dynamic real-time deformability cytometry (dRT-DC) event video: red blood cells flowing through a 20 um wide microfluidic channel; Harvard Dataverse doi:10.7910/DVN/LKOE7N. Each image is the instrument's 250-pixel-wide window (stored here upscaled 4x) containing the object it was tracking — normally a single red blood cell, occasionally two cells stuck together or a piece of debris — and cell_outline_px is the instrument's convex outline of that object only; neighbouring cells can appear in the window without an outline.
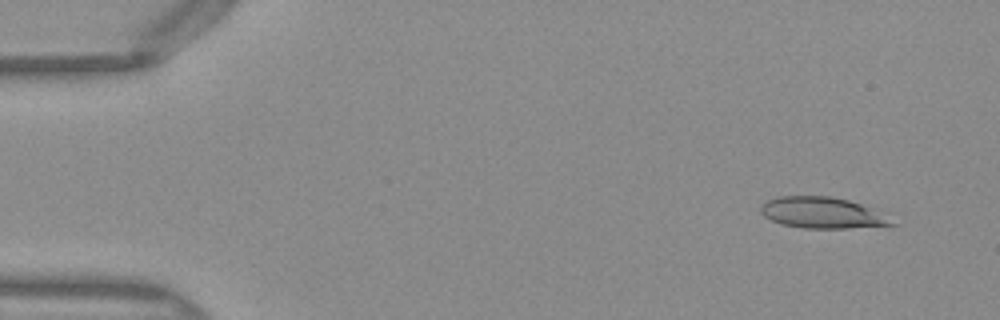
{"species": "Egyptian fruit bat (a non-hibernating species)", "species_latin": "Rousettus aegyptiacus", "temperature_condition": "warm", "stored_images_in_passage": 50, "camera_frame_rate_fps": 3000, "um_per_image_px": 0.085, "frame": {"image": 1, "passage_image": 4, "time_ms": 1.0, "image_size_px": [1000, 320], "cell_outline_px": [[900, 224], [848, 228], [804, 228], [784, 224], [772, 220], [764, 216], [760, 212], [760, 204], [776, 196], [832, 196], [848, 200], [872, 208]], "centroid_in_image_um": [69.87, 18.08], "position_along_channel_um": 15.1, "area_um2": 23.7}}
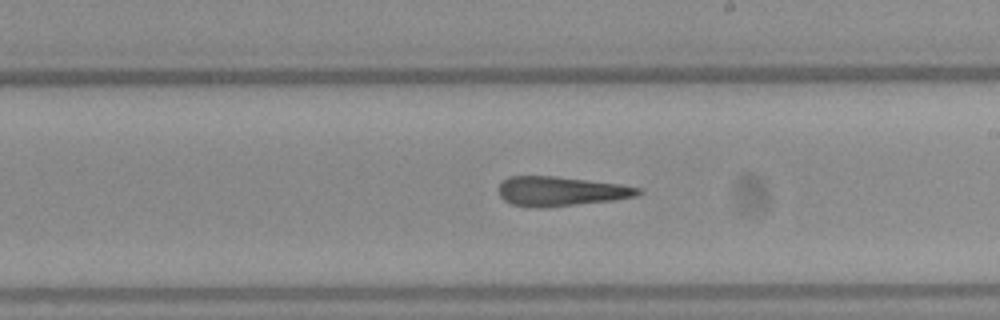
{"frame": {"image": 2, "passage_image": 29, "time_ms": 9.333, "image_size_px": [1000, 320], "cell_outline_px": [[644, 192], [636, 196], [612, 200], [548, 208], [528, 208], [512, 204], [504, 200], [500, 196], [500, 184], [508, 176], [556, 176], [620, 184], [640, 188]], "centroid_in_image_um": [47.66, 16.27], "position_along_channel_um": 241.3, "area_um2": 24.1}}
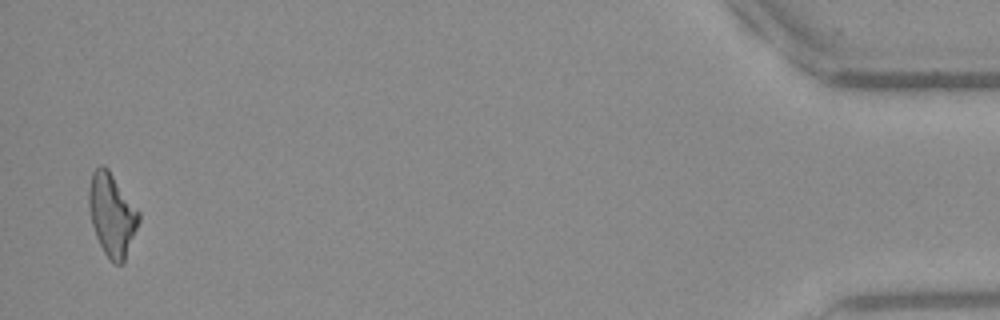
{"frame": {"image": 3, "passage_image": 49, "time_ms": 16.0, "image_size_px": [1000, 320], "cell_outline_px": [[140, 220], [124, 264], [112, 264], [108, 260], [96, 236], [92, 224], [88, 204], [88, 188], [92, 172], [100, 164], [104, 164], [108, 168], [140, 212]], "centroid_in_image_um": [9.52, 18.26], "position_along_channel_um": 425.7, "area_um2": 24.39}, "authors_computed_cell_mechanics": {"area_um2": 24.4205, "velocity_mm_per_s": 4.0616, "shape_relaxation_time_tau1_ms": null, "shape_relaxation_time_tau2_ms": 4.3171, "deformation_change_tau1": null, "deformation_change_tau2": 0.1951}}